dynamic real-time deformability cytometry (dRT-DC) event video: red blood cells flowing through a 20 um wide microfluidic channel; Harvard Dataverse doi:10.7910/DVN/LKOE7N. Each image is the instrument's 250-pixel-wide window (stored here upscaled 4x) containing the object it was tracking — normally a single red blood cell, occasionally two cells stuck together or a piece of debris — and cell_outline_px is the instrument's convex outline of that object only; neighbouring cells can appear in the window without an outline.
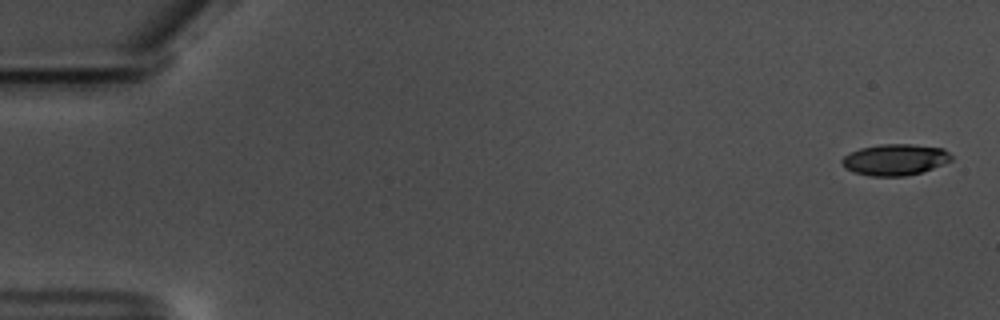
{"species": "common noctule bat (a hibernating species)", "species_latin": "Nyctalus noctula", "temperature_condition": "warm", "stored_images_in_passage": 58, "camera_frame_rate_fps": 3000, "um_per_image_px": 0.085, "animal": {"sex": "male", "body_mass_g": 17.5, "forearm_length_mm": 52.3}, "frame": {"image": 1, "passage_image": 1, "time_ms": 0.0, "image_size_px": [1000, 320], "cell_outline_px": [[952, 160], [932, 168], [920, 172], [904, 176], [872, 176], [856, 172], [844, 168], [840, 160], [844, 156], [860, 148], [880, 144], [912, 144], [944, 148], [952, 156]], "centroid_in_image_um": [76.07, 13.56], "position_along_channel_um": 8.9, "area_um2": 19.77}}
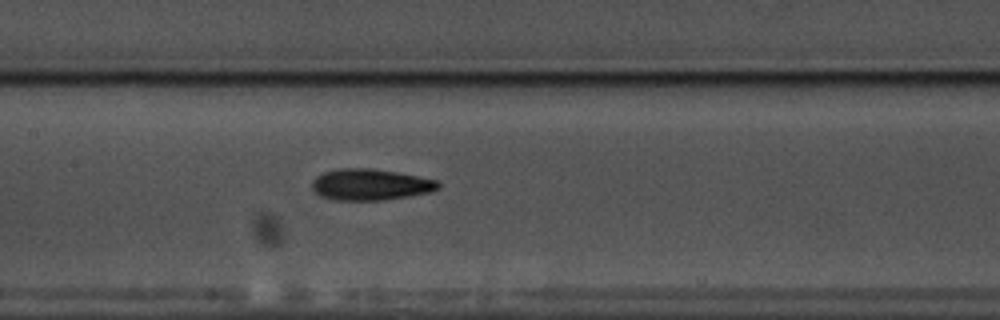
{"frame": {"image": 2, "passage_image": 28, "time_ms": 9.0, "image_size_px": [1000, 320], "cell_outline_px": [[440, 188], [432, 192], [408, 196], [380, 200], [336, 200], [320, 196], [312, 188], [312, 180], [316, 176], [324, 172], [340, 168], [372, 168], [400, 172], [440, 180]], "centroid_in_image_um": [31.53, 15.67], "position_along_channel_um": 175.9, "area_um2": 23.29}}
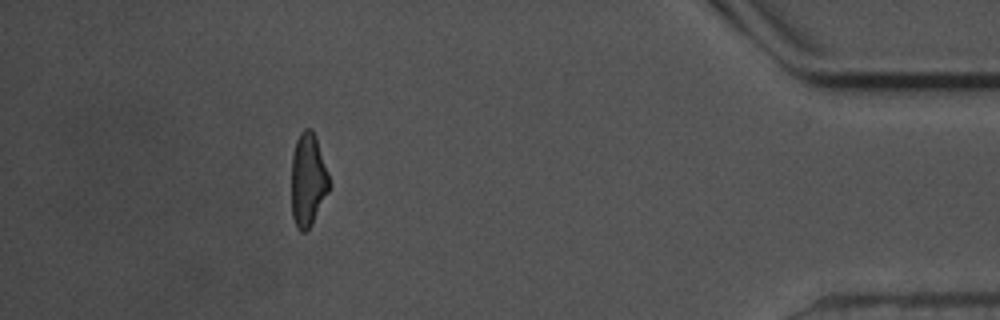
{"frame": {"image": 3, "passage_image": 52, "time_ms": 17.0, "image_size_px": [1000, 320], "cell_outline_px": [[332, 184], [312, 224], [304, 232], [300, 232], [296, 228], [292, 216], [292, 156], [296, 140], [300, 132], [304, 128], [312, 128], [316, 136]], "centroid_in_image_um": [26.19, 15.27], "position_along_channel_um": 409.0, "area_um2": 20.75}, "authors_computed_cell_mechanics": {"area_um2": 21.2704, "velocity_mm_per_s": 3.556, "shape_relaxation_time_tau1_ms": 3.1749, "shape_relaxation_time_tau2_ms": 3.1534, "deformation_change_tau1": 0.1585, "deformation_change_tau2": 0.1288}}